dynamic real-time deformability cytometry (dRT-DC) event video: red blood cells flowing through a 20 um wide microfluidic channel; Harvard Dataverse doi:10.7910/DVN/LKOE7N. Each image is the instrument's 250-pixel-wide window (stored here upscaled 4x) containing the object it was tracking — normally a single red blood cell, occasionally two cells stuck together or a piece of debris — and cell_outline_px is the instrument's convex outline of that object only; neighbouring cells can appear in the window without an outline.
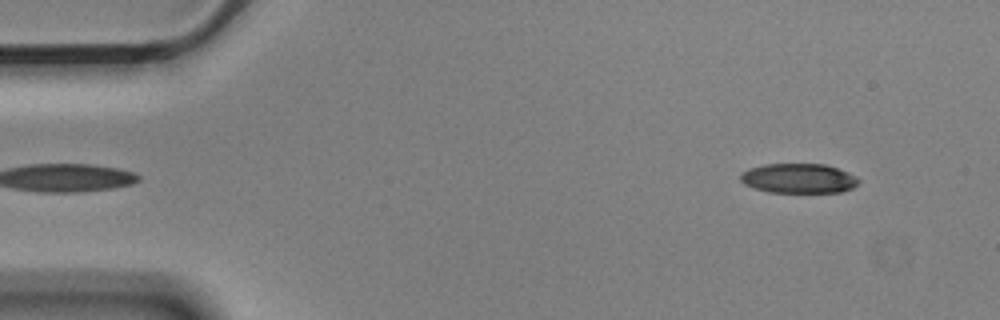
{"species": "Egyptian fruit bat (a non-hibernating species)", "species_latin": "Rousettus aegyptiacus", "temperature_condition": "cold", "stored_images_in_passage": 52, "camera_frame_rate_fps": 3000, "um_per_image_px": 0.085, "animal": {"sex": "male"}, "frame": {"image": 1, "passage_image": 1, "time_ms": 0.0, "image_size_px": [1000, 320], "cell_outline_px": [[860, 180], [852, 188], [840, 192], [768, 192], [752, 188], [744, 184], [740, 180], [740, 172], [748, 168], [764, 164], [824, 164], [848, 172], [856, 176]], "centroid_in_image_um": [67.83, 15.16], "position_along_channel_um": 17.2, "area_um2": 20.52}}
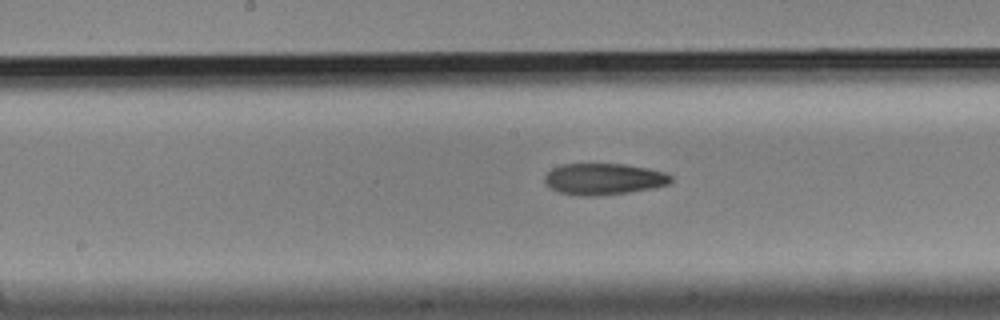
{"frame": {"image": 2, "passage_image": 24, "time_ms": 7.667, "image_size_px": [1000, 320], "cell_outline_px": [[672, 180], [668, 184], [656, 188], [628, 192], [592, 196], [580, 196], [556, 192], [548, 188], [544, 184], [544, 176], [552, 168], [564, 164], [624, 164], [648, 168], [664, 172], [672, 176]], "centroid_in_image_um": [51.28, 15.22], "position_along_channel_um": 196.9, "area_um2": 23.35}}
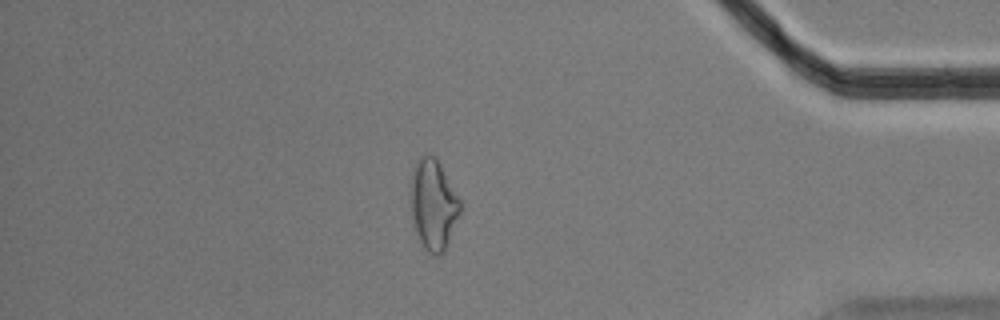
{"frame": {"image": 3, "passage_image": 44, "time_ms": 14.333, "image_size_px": [1000, 320], "cell_outline_px": [[460, 212], [444, 252], [436, 256], [428, 252], [424, 248], [416, 232], [408, 200], [408, 184], [416, 160], [420, 156], [436, 156], [460, 200]], "centroid_in_image_um": [36.77, 17.36], "position_along_channel_um": 398.4, "area_um2": 26.36}, "authors_computed_cell_mechanics": {"area_um2": 23.2645, "velocity_mm_per_s": 3.5445, "shape_relaxation_time_tau1_ms": null, "shape_relaxation_time_tau2_ms": 9.0628, "deformation_change_tau1": null, "deformation_change_tau2": 0.1818}}